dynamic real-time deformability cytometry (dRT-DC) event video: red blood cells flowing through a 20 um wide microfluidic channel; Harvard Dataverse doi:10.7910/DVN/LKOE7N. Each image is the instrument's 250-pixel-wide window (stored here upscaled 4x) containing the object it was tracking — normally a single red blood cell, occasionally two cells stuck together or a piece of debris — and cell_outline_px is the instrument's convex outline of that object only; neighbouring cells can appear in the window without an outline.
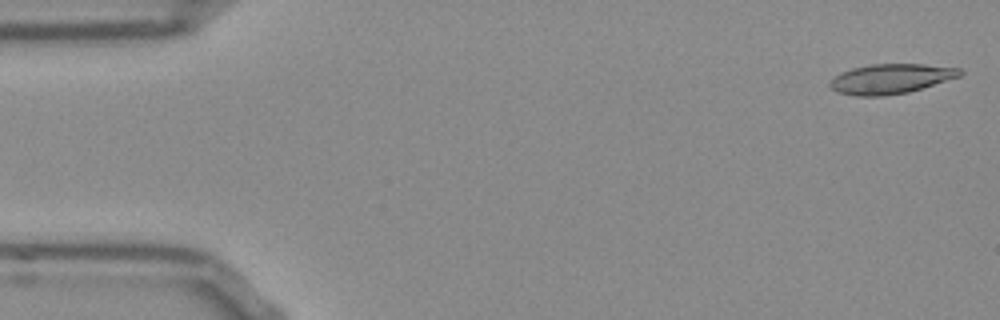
{"species": "Egyptian fruit bat (a non-hibernating species)", "species_latin": "Rousettus aegyptiacus", "temperature_condition": "room temperature", "stored_images_in_passage": 51, "camera_frame_rate_fps": 3000, "um_per_image_px": 0.085, "frame": {"image": 1, "passage_image": 1, "time_ms": 0.0, "image_size_px": [1000, 320], "cell_outline_px": [[964, 72], [960, 76], [908, 92], [880, 96], [856, 96], [836, 92], [828, 84], [840, 72], [852, 68], [872, 64], [924, 64], [960, 68]], "centroid_in_image_um": [75.7, 6.69], "position_along_channel_um": 9.3, "area_um2": 22.43}}
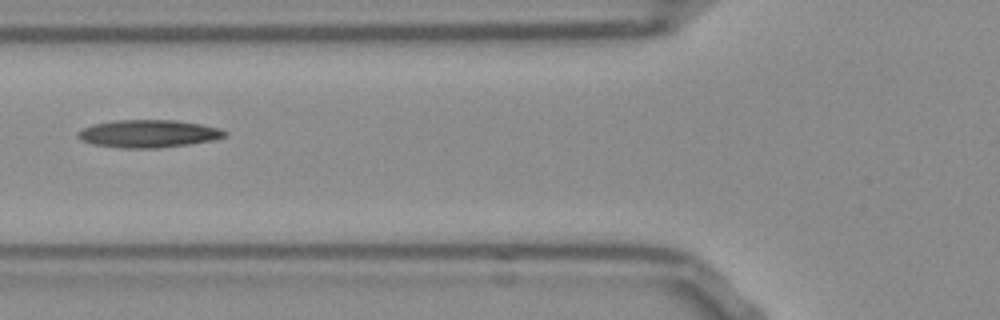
{"frame": {"image": 2, "passage_image": 19, "time_ms": 6.0, "image_size_px": [1000, 320], "cell_outline_px": [[228, 132], [224, 136], [216, 140], [188, 144], [156, 148], [124, 148], [92, 144], [80, 140], [76, 136], [76, 132], [92, 124], [116, 120], [176, 120], [200, 124], [220, 128]], "centroid_in_image_um": [12.6, 11.36], "position_along_channel_um": 113.2, "area_um2": 23.76}}
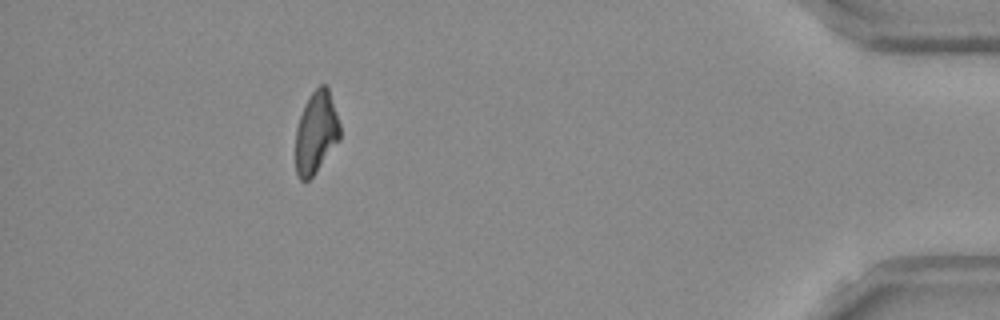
{"frame": {"image": 3, "passage_image": 47, "time_ms": 15.333, "image_size_px": [1000, 320], "cell_outline_px": [[340, 140], [312, 176], [308, 180], [300, 180], [296, 172], [296, 128], [304, 104], [308, 96], [320, 84], [324, 84], [328, 88], [340, 124]], "centroid_in_image_um": [26.86, 11.24], "position_along_channel_um": 408.3, "area_um2": 21.1}}